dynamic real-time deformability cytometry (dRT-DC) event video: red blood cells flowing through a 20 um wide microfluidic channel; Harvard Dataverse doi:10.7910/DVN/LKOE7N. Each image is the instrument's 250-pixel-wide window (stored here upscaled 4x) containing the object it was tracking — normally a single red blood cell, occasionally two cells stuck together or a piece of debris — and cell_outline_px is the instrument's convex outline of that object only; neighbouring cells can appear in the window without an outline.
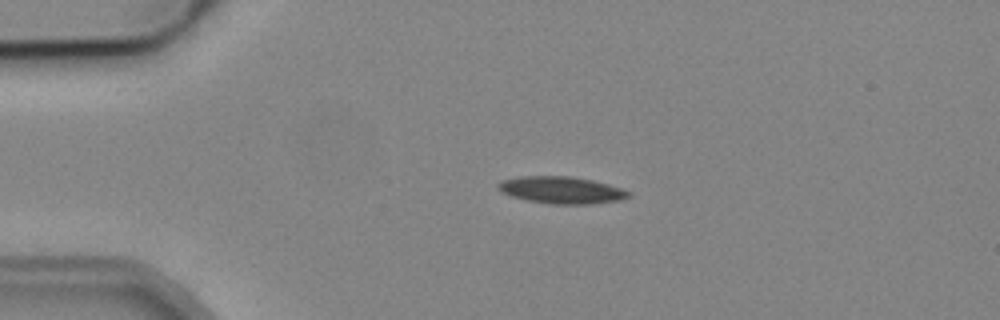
{"species": "common noctule bat (a hibernating species)", "species_latin": "Nyctalus noctula", "temperature_condition": "cold", "stored_images_in_passage": 3, "camera_frame_rate_fps": 3000, "um_per_image_px": 0.085, "animal": {"sex": "male", "body_mass_g": 19.2, "forearm_length_mm": 51.8}, "frame": {"image": 1, "passage_image": 2, "time_ms": 1.333, "image_size_px": [1000, 320], "cell_outline_px": [[632, 196], [620, 200], [592, 204], [552, 204], [528, 200], [512, 196], [500, 192], [496, 188], [496, 184], [500, 180], [520, 176], [568, 176], [592, 180], [624, 188], [632, 192]], "centroid_in_image_um": [47.73, 16.15], "position_along_channel_um": 37.3, "area_um2": 20.81}}